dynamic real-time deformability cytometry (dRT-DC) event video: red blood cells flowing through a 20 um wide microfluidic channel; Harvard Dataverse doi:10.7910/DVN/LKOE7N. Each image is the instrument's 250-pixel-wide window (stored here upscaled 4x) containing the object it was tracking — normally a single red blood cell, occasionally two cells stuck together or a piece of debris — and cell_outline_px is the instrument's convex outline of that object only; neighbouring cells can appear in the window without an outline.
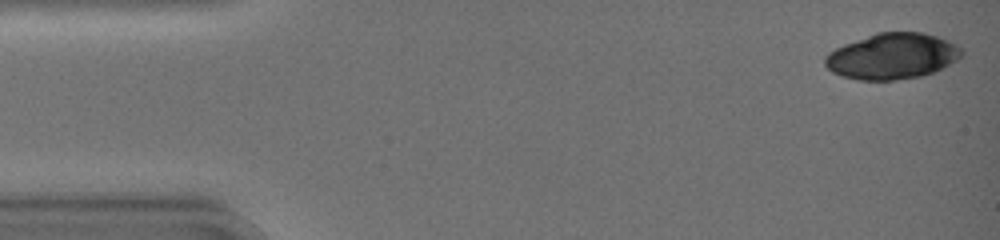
{"species": "common noctule bat (a hibernating species)", "species_latin": "Nyctalus noctula", "temperature_condition": "warm", "stored_images_in_passage": 42, "camera_frame_rate_fps": 3000, "um_per_image_px": 0.085, "animal": {"sex": "female", "body_mass_g": 19.0, "forearm_length_mm": 51.5}, "frame": {"image": 1, "passage_image": 1, "time_ms": 0.0, "image_size_px": [1000, 240], "cell_outline_px": [[964, 56], [924, 76], [896, 80], [860, 80], [844, 76], [832, 72], [824, 64], [824, 56], [828, 52], [844, 44], [876, 32], [924, 32], [948, 40], [956, 44], [964, 52]], "centroid_in_image_um": [75.84, 4.77], "position_along_channel_um": 9.2, "area_um2": 36.59}}